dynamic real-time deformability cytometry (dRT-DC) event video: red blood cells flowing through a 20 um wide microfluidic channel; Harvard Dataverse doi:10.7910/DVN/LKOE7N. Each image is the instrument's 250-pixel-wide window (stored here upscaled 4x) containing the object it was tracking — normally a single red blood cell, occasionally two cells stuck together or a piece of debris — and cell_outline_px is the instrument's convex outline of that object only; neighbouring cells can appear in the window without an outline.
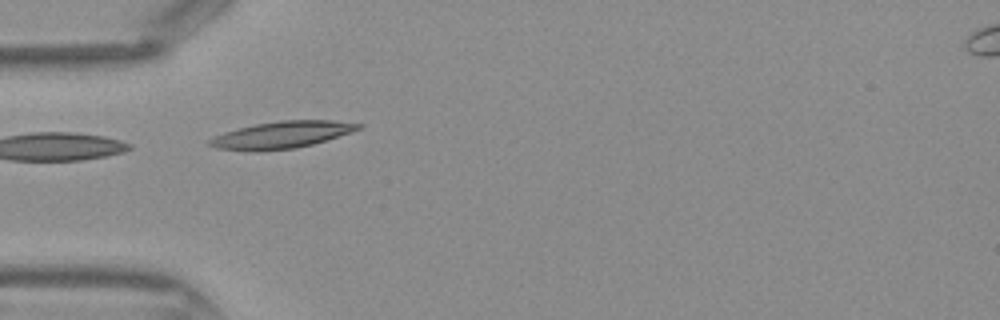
{"species": "Egyptian fruit bat (a non-hibernating species)", "species_latin": "Rousettus aegyptiacus", "temperature_condition": "warm", "stored_images_in_passage": 9, "camera_frame_rate_fps": 3000, "um_per_image_px": 0.085, "frame": {"image": 1, "passage_image": 7, "time_ms": 2.0, "image_size_px": [1000, 320], "cell_outline_px": [[364, 124], [360, 128], [352, 132], [312, 144], [296, 148], [256, 152], [216, 148], [208, 144], [208, 140], [212, 136], [224, 132], [256, 124], [280, 120], [332, 120]], "centroid_in_image_um": [23.92, 11.47], "position_along_channel_um": 61.1, "area_um2": 23.41}}